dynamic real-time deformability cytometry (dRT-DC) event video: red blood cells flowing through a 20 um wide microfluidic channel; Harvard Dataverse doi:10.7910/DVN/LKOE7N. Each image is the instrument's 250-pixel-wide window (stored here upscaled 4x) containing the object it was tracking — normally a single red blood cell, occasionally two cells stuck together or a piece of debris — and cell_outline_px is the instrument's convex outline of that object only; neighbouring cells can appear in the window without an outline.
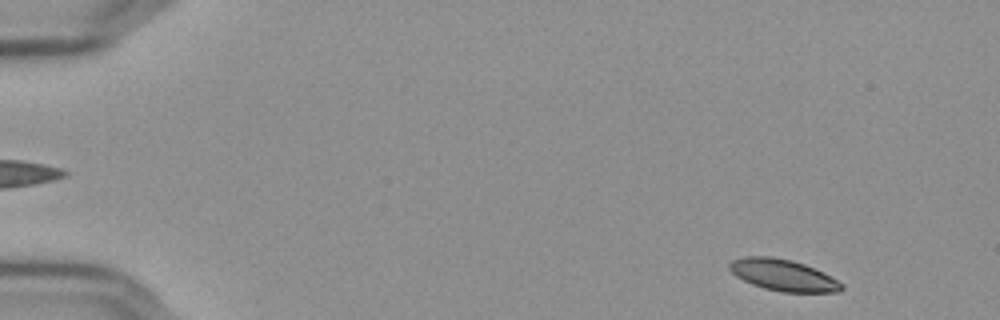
{"species": "Egyptian fruit bat (a non-hibernating species)", "species_latin": "Rousettus aegyptiacus", "temperature_condition": "cold", "stored_images_in_passage": 54, "camera_frame_rate_fps": 3000, "um_per_image_px": 0.085, "frame": {"image": 1, "passage_image": 3, "time_ms": 0.667, "image_size_px": [1000, 320], "cell_outline_px": [[844, 288], [840, 292], [780, 292], [764, 288], [752, 284], [736, 276], [728, 268], [728, 264], [732, 260], [744, 256], [772, 256], [792, 260], [804, 264], [824, 272], [844, 284]], "centroid_in_image_um": [66.58, 23.38], "position_along_channel_um": 18.4, "area_um2": 20.75}}
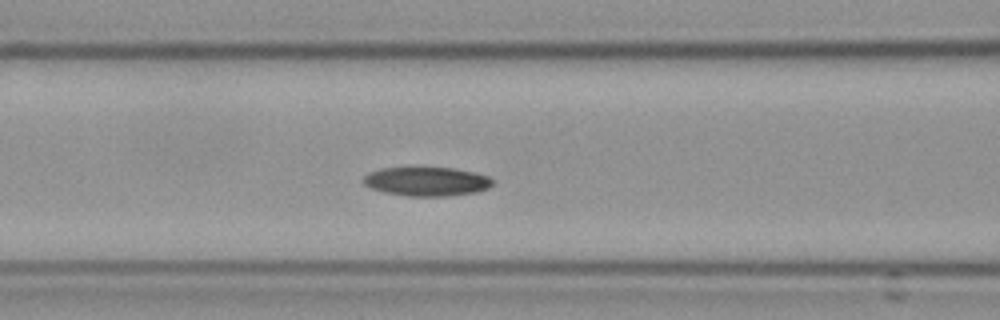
{"frame": {"image": 2, "passage_image": 22, "time_ms": 7.0, "image_size_px": [1000, 320], "cell_outline_px": [[492, 184], [488, 188], [476, 192], [444, 196], [408, 196], [384, 192], [372, 188], [364, 184], [364, 176], [368, 172], [380, 168], [452, 168], [472, 172], [488, 176], [492, 180]], "centroid_in_image_um": [36.24, 15.42], "position_along_channel_um": 130.4, "area_um2": 21.56}}
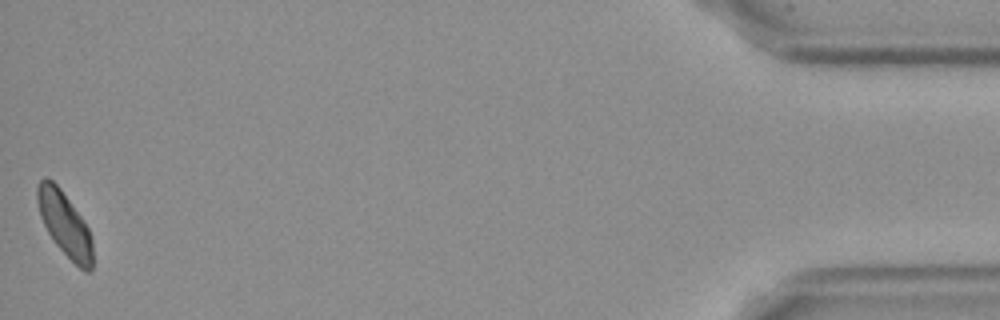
{"frame": {"image": 3, "passage_image": 54, "time_ms": 17.667, "image_size_px": [1000, 320], "cell_outline_px": [[92, 268], [88, 272], [84, 272], [56, 244], [48, 232], [40, 216], [36, 200], [36, 188], [40, 180], [44, 176], [52, 180], [60, 188], [80, 216], [88, 228], [92, 236]], "centroid_in_image_um": [5.48, 19.02], "position_along_channel_um": 429.7, "area_um2": 20.46}, "authors_computed_cell_mechanics": {"area_um2": 21.2704, "velocity_mm_per_s": 3.6139, "shape_relaxation_time_tau1_ms": 5.1273, "shape_relaxation_time_tau2_ms": 5.0111, "deformation_change_tau1": 0.1085, "deformation_change_tau2": 0.0734}}